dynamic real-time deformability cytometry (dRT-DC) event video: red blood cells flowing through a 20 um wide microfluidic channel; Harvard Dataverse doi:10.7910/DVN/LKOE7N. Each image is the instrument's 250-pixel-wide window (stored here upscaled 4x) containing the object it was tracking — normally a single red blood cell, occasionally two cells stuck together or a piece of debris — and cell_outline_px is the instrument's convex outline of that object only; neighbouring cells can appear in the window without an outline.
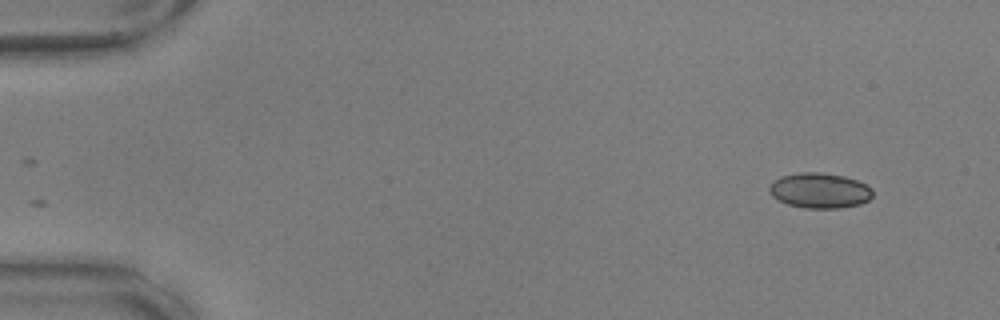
{"species": "common noctule bat (a hibernating species)", "species_latin": "Nyctalus noctula", "temperature_condition": "warm", "stored_images_in_passage": 52, "camera_frame_rate_fps": 3000, "um_per_image_px": 0.085, "animal": {"sex": "male", "body_mass_g": 17.9, "forearm_length_mm": 54.2}, "frame": {"image": 1, "passage_image": 1, "time_ms": 0.0, "image_size_px": [1000, 320], "cell_outline_px": [[872, 196], [868, 200], [860, 204], [840, 208], [804, 208], [788, 204], [772, 196], [768, 192], [768, 188], [772, 180], [780, 176], [796, 172], [820, 172], [844, 176], [856, 180], [872, 188]], "centroid_in_image_um": [69.63, 16.18], "position_along_channel_um": 15.4, "area_um2": 21.39}}
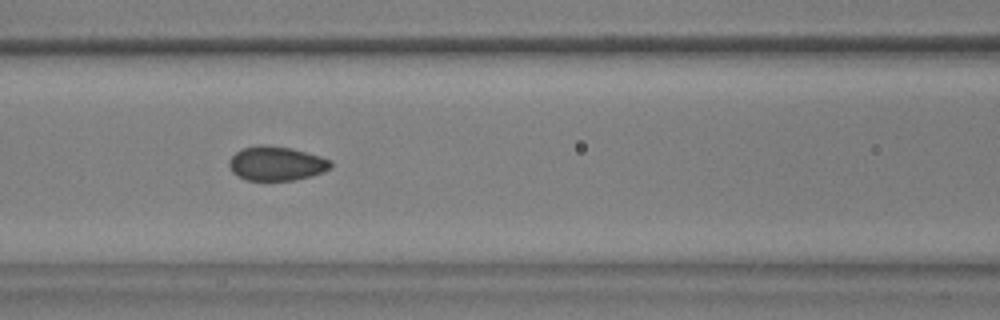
{"frame": {"image": 2, "passage_image": 21, "time_ms": 6.667, "image_size_px": [1000, 320], "cell_outline_px": [[332, 168], [324, 172], [312, 176], [292, 180], [248, 180], [232, 172], [228, 164], [228, 160], [240, 148], [260, 144], [264, 144], [292, 148], [320, 156], [332, 160]], "centroid_in_image_um": [23.51, 13.88], "position_along_channel_um": 143.1, "area_um2": 20.46}}
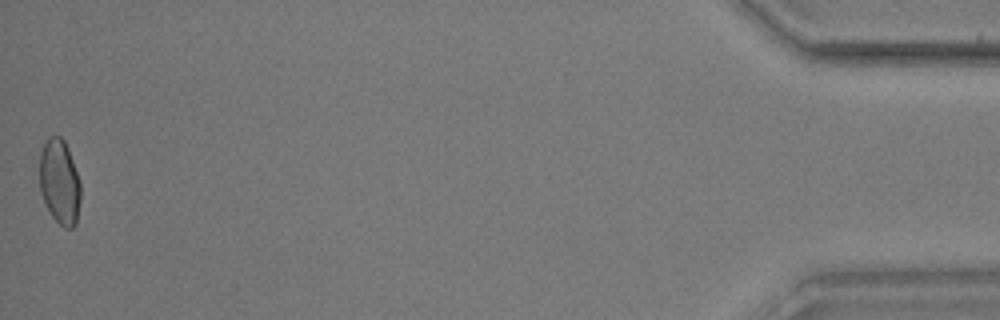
{"frame": {"image": 3, "passage_image": 52, "time_ms": 17.0, "image_size_px": [1000, 320], "cell_outline_px": [[80, 200], [76, 224], [72, 228], [64, 228], [52, 216], [40, 192], [40, 152], [48, 136], [60, 136], [64, 140], [68, 148], [80, 184]], "centroid_in_image_um": [5.06, 15.46], "position_along_channel_um": 430.1, "area_um2": 20.11}, "authors_computed_cell_mechanics": {"area_um2": 20.4034, "velocity_mm_per_s": 3.6395, "shape_relaxation_time_tau1_ms": 6.9675, "shape_relaxation_time_tau2_ms": null, "deformation_change_tau1": 0.1143, "deformation_change_tau2": null}}